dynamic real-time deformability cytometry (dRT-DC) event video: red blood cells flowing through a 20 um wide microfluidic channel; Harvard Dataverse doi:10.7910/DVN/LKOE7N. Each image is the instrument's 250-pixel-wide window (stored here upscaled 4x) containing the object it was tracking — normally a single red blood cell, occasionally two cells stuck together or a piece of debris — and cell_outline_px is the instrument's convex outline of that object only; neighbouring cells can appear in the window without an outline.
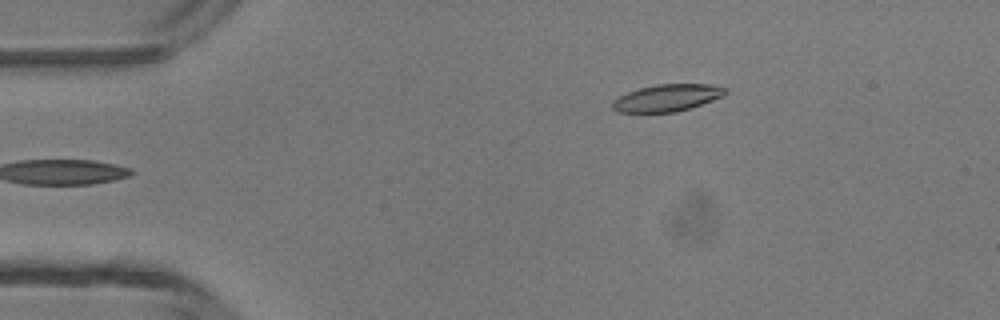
{"species": "common noctule bat (a hibernating species)", "species_latin": "Nyctalus noctula", "temperature_condition": "room temperature", "stored_images_in_passage": 33, "camera_frame_rate_fps": 3000, "um_per_image_px": 0.085, "animal": {"sex": "male", "body_mass_g": 13.3}, "frame": {"image": 1, "passage_image": 1, "time_ms": 0.0, "image_size_px": [1000, 320], "cell_outline_px": [[728, 92], [724, 96], [676, 112], [616, 112], [612, 108], [612, 100], [628, 92], [640, 88], [656, 84], [708, 84], [728, 88]], "centroid_in_image_um": [56.71, 8.31], "position_along_channel_um": 28.3, "area_um2": 17.69}}
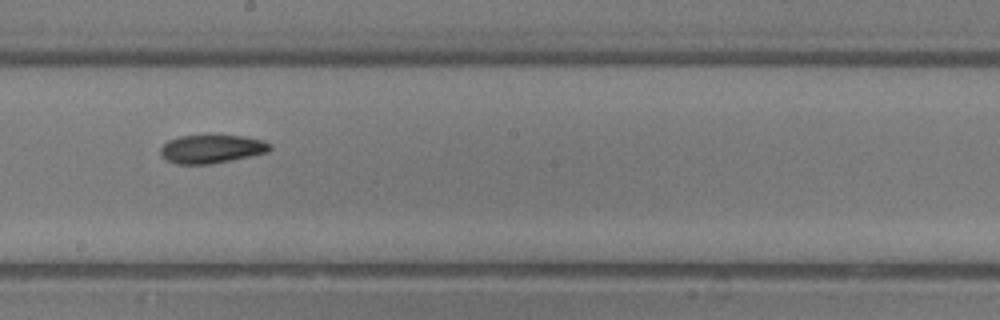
{"frame": {"image": 2, "passage_image": 19, "time_ms": 6.0, "image_size_px": [1000, 320], "cell_outline_px": [[272, 148], [268, 152], [232, 160], [212, 164], [176, 164], [164, 160], [160, 156], [160, 148], [168, 140], [180, 136], [244, 136], [264, 140], [272, 144]], "centroid_in_image_um": [17.98, 12.67], "position_along_channel_um": 230.2, "area_um2": 18.26}}
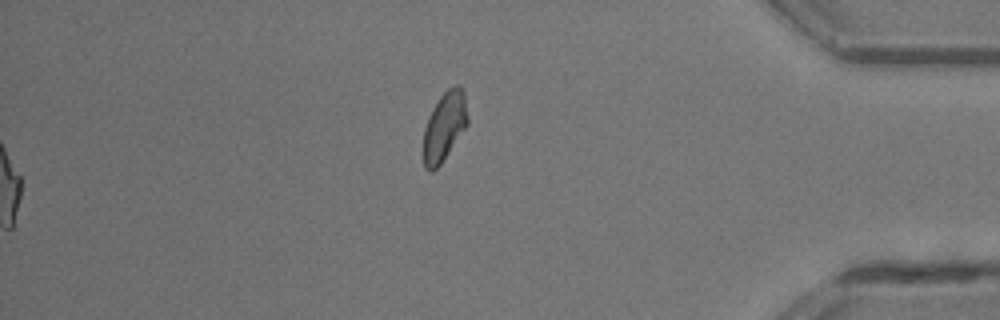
{"frame": {"image": 3, "passage_image": 33, "time_ms": 10.667, "image_size_px": [1000, 320], "cell_outline_px": [[468, 124], [440, 164], [432, 172], [428, 172], [424, 168], [424, 128], [428, 116], [432, 108], [440, 96], [448, 88], [456, 84], [460, 84], [464, 92], [468, 120]], "centroid_in_image_um": [37.77, 10.72], "position_along_channel_um": 397.4, "area_um2": 17.74}, "authors_computed_cell_mechanics": {"area_um2": 18.4382, "velocity_mm_per_s": 4.3514, "shape_relaxation_time_tau1_ms": 4.596, "shape_relaxation_time_tau2_ms": 5.4089, "deformation_change_tau1": 0.1166, "deformation_change_tau2": 0.118}}